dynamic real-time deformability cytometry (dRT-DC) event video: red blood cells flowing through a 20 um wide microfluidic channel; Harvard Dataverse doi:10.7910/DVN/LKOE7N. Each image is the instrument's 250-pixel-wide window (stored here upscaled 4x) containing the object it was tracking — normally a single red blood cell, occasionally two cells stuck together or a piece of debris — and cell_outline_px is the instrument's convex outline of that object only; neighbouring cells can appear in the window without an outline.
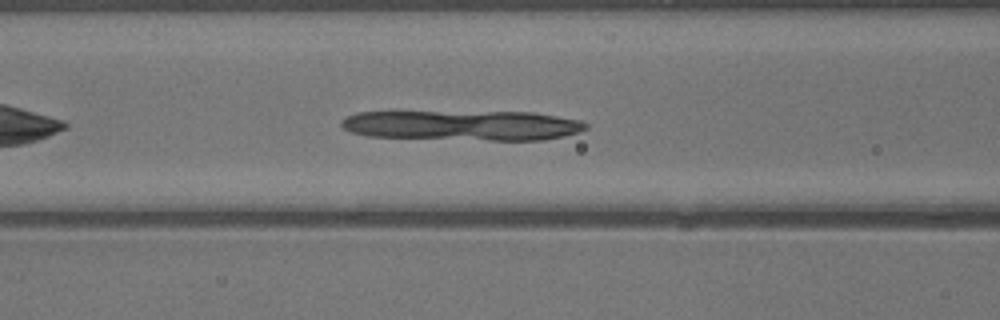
{"species": "common noctule bat (a hibernating species)", "species_latin": "Nyctalus noctula", "temperature_condition": "warm", "stored_images_in_passage": 31, "camera_frame_rate_fps": 3000, "um_per_image_px": 0.085, "animal": {"sex": "male", "body_mass_g": 13.3}, "frame": {"image": 1, "passage_image": 7, "time_ms": 2.0, "image_size_px": [1000, 320], "cell_outline_px": [[588, 128], [564, 136], [544, 140], [488, 140], [368, 136], [352, 132], [344, 128], [340, 124], [348, 116], [356, 112], [532, 112], [580, 120], [588, 124]], "centroid_in_image_um": [39.36, 10.65], "position_along_channel_um": 127.2, "area_um2": 42.54}}